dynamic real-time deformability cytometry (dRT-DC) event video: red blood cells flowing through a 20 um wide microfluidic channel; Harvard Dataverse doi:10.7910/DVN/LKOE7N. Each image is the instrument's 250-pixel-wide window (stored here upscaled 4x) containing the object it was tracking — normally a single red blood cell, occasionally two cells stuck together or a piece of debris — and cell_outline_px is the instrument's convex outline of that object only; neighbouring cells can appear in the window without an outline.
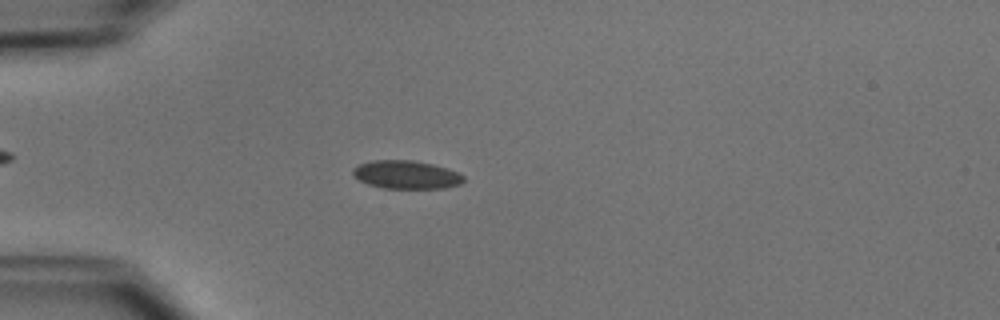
{"species": "common noctule bat (a hibernating species)", "species_latin": "Nyctalus noctula", "temperature_condition": "cold", "stored_images_in_passage": 44, "camera_frame_rate_fps": 3000, "um_per_image_px": 0.085, "animal": {"sex": "male", "body_mass_g": 15.6}, "frame": {"image": 1, "passage_image": 14, "time_ms": 4.333, "image_size_px": [1000, 320], "cell_outline_px": [[464, 180], [460, 184], [444, 188], [384, 188], [368, 184], [360, 180], [352, 172], [352, 168], [360, 164], [372, 160], [412, 160], [432, 164], [448, 168], [464, 176]], "centroid_in_image_um": [34.54, 14.84], "position_along_channel_um": 50.5, "area_um2": 18.09}}
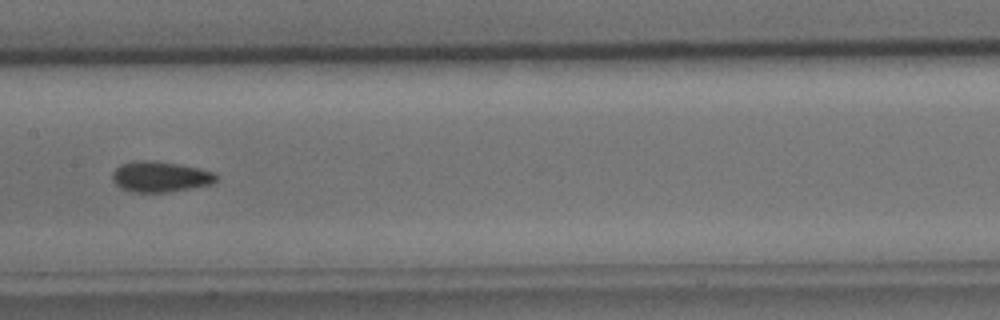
{"frame": {"image": 2, "passage_image": 26, "time_ms": 8.333, "image_size_px": [1000, 320], "cell_outline_px": [[216, 180], [212, 184], [164, 192], [132, 192], [120, 188], [112, 180], [112, 172], [120, 164], [132, 160], [152, 160], [200, 168], [216, 172]], "centroid_in_image_um": [13.58, 15.0], "position_along_channel_um": 193.8, "area_um2": 18.55}}
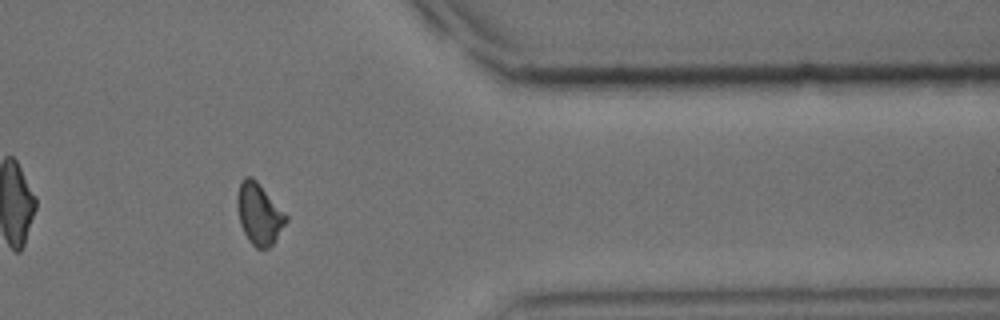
{"frame": {"image": 3, "passage_image": 42, "time_ms": 13.667, "image_size_px": [1000, 320], "cell_outline_px": [[288, 220], [272, 244], [268, 248], [256, 248], [248, 240], [240, 224], [236, 208], [236, 196], [240, 180], [244, 176], [252, 176], [256, 180], [288, 216]], "centroid_in_image_um": [21.99, 18.15], "position_along_channel_um": 389.4, "area_um2": 17.51}, "authors_computed_cell_mechanics": {"area_um2": 17.9758, "velocity_mm_per_s": 3.9365, "shape_relaxation_time_tau1_ms": 2.3021, "shape_relaxation_time_tau2_ms": 1.8369, "deformation_change_tau1": 0.0963, "deformation_change_tau2": 0.0669}}